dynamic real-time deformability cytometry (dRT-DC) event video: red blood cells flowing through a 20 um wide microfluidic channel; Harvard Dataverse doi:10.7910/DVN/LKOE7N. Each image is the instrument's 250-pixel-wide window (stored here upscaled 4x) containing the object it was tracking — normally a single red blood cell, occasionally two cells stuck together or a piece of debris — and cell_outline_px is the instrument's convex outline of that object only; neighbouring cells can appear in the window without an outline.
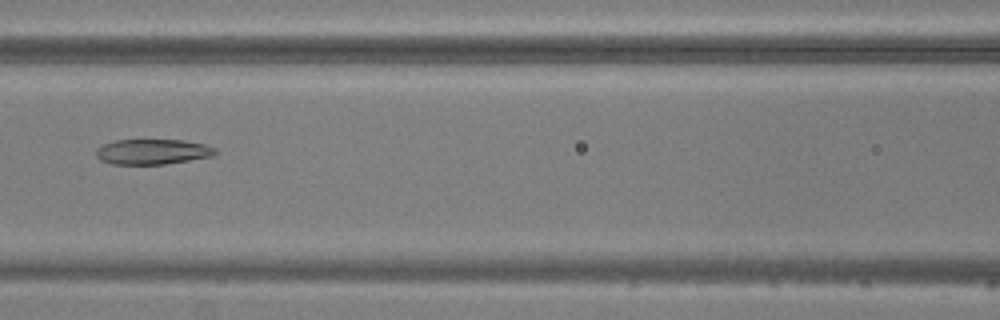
{"species": "common noctule bat (a hibernating species)", "species_latin": "Nyctalus noctula", "temperature_condition": "warm", "stored_images_in_passage": 7, "camera_frame_rate_fps": 3000, "um_per_image_px": 0.085, "animal": {"sex": "male", "body_mass_g": 20.5, "forearm_length_mm": 52.5}, "frame": {"image": 1, "passage_image": 7, "time_ms": 7.0, "image_size_px": [1000, 320], "cell_outline_px": [[216, 152], [212, 156], [164, 164], [112, 164], [100, 160], [96, 156], [96, 148], [112, 140], [184, 140], [204, 144], [216, 148]], "centroid_in_image_um": [12.93, 12.89], "position_along_channel_um": 153.7, "area_um2": 17.51}}